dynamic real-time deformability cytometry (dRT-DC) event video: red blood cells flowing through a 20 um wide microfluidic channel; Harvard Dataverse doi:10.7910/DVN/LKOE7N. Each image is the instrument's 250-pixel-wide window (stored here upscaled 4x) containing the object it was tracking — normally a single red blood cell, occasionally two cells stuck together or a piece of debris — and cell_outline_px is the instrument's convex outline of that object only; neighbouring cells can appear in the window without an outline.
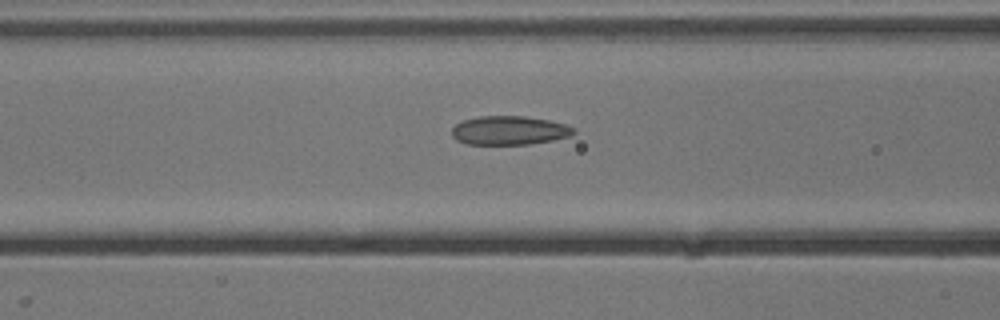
{"species": "common noctule bat (a hibernating species)", "species_latin": "Nyctalus noctula", "temperature_condition": "cold", "stored_images_in_passage": 14, "camera_frame_rate_fps": 3000, "um_per_image_px": 0.085, "animal": {"sex": "male", "body_mass_g": 13.3}, "frame": {"image": 1, "passage_image": 12, "time_ms": 3.667, "image_size_px": [1000, 320], "cell_outline_px": [[576, 132], [568, 136], [552, 140], [528, 144], [468, 144], [456, 140], [452, 136], [452, 128], [456, 124], [464, 120], [480, 116], [524, 116], [548, 120], [564, 124], [576, 128]], "centroid_in_image_um": [43.28, 11.08], "position_along_channel_um": 123.3, "area_um2": 20.35}}